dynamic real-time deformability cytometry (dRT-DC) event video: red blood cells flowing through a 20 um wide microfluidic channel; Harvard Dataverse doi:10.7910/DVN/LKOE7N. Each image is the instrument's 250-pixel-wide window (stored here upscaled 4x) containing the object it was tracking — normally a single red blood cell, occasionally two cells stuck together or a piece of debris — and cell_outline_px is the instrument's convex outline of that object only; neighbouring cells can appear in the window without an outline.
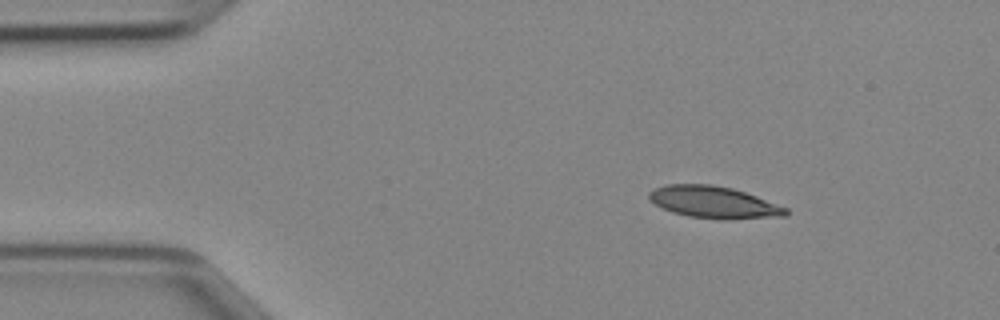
{"species": "Egyptian fruit bat (a non-hibernating species)", "species_latin": "Rousettus aegyptiacus", "temperature_condition": "cold", "stored_images_in_passage": 2, "camera_frame_rate_fps": 3000, "um_per_image_px": 0.085, "animal": {"sex": "female"}, "frame": {"image": 1, "passage_image": 2, "time_ms": 0.333, "image_size_px": [1000, 320], "cell_outline_px": [[764, 212], [748, 216], [708, 216], [692, 188], [720, 188], [736, 192], [748, 196], [764, 204]], "centroid_in_image_um": [61.83, 17.24], "position_along_channel_um": 23.2, "area_um2": 10.58}}